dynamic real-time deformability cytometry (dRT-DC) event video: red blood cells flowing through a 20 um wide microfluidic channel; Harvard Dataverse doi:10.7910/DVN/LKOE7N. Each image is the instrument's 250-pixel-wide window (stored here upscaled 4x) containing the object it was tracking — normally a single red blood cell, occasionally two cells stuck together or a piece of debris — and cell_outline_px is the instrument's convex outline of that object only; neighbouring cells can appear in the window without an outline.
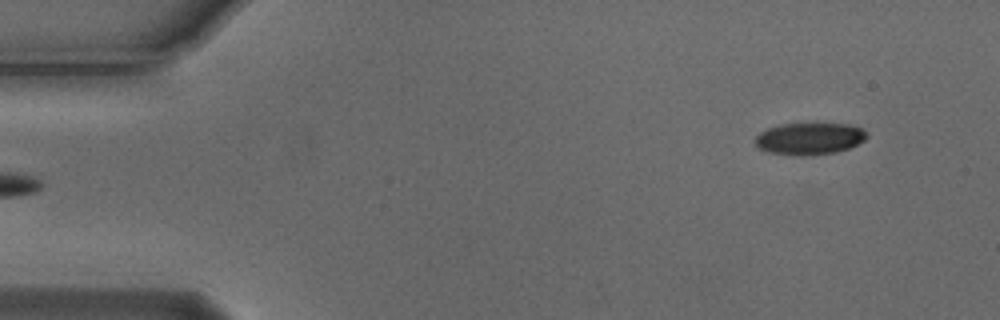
{"species": "Egyptian fruit bat (a non-hibernating species)", "species_latin": "Rousettus aegyptiacus", "temperature_condition": "cold", "stored_images_in_passage": 6, "segment_of_instrument_passage": [2, 2], "camera_frame_rate_fps": 3000, "um_per_image_px": 0.085, "animal": {"sex": "male"}, "frame": {"image": 1, "passage_image": 6, "time_ms": 1.667, "image_size_px": [1000, 320], "cell_outline_px": [[868, 136], [864, 140], [848, 148], [836, 152], [812, 156], [800, 156], [768, 152], [756, 148], [756, 136], [760, 132], [768, 128], [780, 124], [848, 124], [864, 128]], "centroid_in_image_um": [68.8, 11.79], "position_along_channel_um": 16.2, "area_um2": 20.87}}